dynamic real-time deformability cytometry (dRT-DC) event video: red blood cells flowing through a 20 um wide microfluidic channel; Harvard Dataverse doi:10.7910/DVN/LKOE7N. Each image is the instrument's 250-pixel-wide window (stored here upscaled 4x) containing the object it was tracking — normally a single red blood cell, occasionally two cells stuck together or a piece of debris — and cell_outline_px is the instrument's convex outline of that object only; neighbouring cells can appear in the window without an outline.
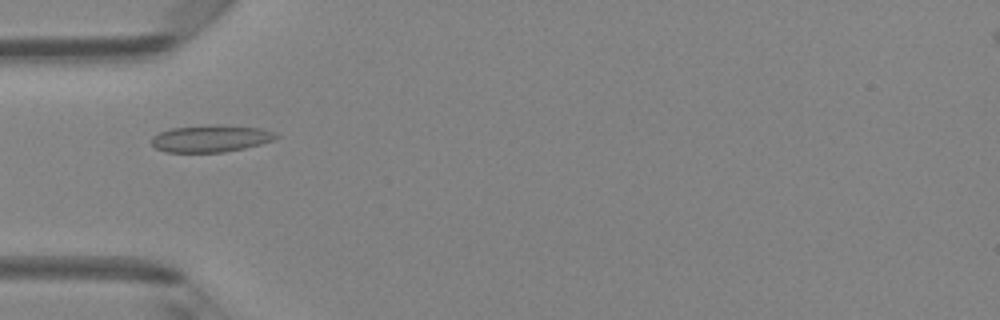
{"species": "Egyptian fruit bat (a non-hibernating species)", "species_latin": "Rousettus aegyptiacus", "temperature_condition": "room temperature", "stored_images_in_passage": 5, "camera_frame_rate_fps": 3000, "um_per_image_px": 0.085, "animal": {"sex": "female"}, "frame": {"image": 1, "passage_image": 5, "time_ms": 1.333, "image_size_px": [1000, 320], "cell_outline_px": [[280, 136], [272, 140], [260, 144], [244, 148], [224, 152], [164, 152], [156, 148], [152, 144], [152, 136], [160, 132], [172, 128], [260, 128], [276, 132]], "centroid_in_image_um": [17.9, 11.84], "position_along_channel_um": 67.1, "area_um2": 18.32}}